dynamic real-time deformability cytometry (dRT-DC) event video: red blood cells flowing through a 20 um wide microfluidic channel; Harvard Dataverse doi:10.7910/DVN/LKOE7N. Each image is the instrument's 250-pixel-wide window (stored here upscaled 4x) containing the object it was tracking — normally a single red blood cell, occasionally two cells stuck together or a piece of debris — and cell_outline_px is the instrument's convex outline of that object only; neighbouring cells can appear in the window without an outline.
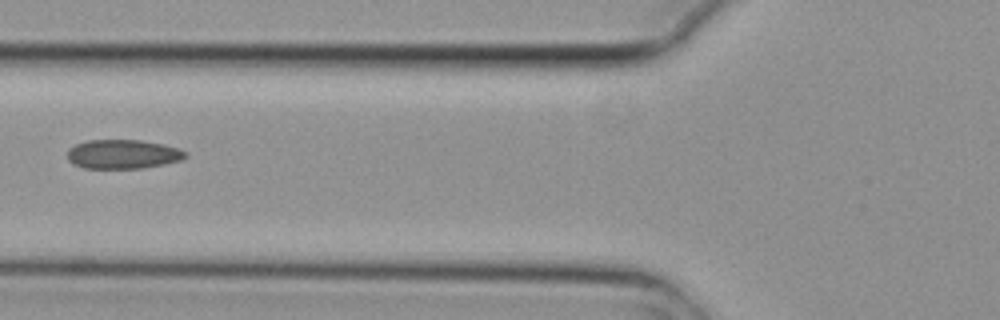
{"species": "common noctule bat (a hibernating species)", "species_latin": "Nyctalus noctula", "temperature_condition": "cold", "stored_images_in_passage": 7, "camera_frame_rate_fps": 3000, "um_per_image_px": 0.085, "animal": {"sex": "female", "body_mass_g": 29.2, "forearm_length_mm": 56.3}, "frame": {"image": 1, "passage_image": 3, "time_ms": 0.667, "image_size_px": [1000, 320], "cell_outline_px": [[188, 156], [180, 160], [164, 164], [144, 168], [84, 168], [72, 164], [68, 160], [68, 148], [76, 144], [88, 140], [140, 140], [164, 144], [180, 148], [188, 152]], "centroid_in_image_um": [10.47, 13.1], "position_along_channel_um": 115.3, "area_um2": 20.23}}
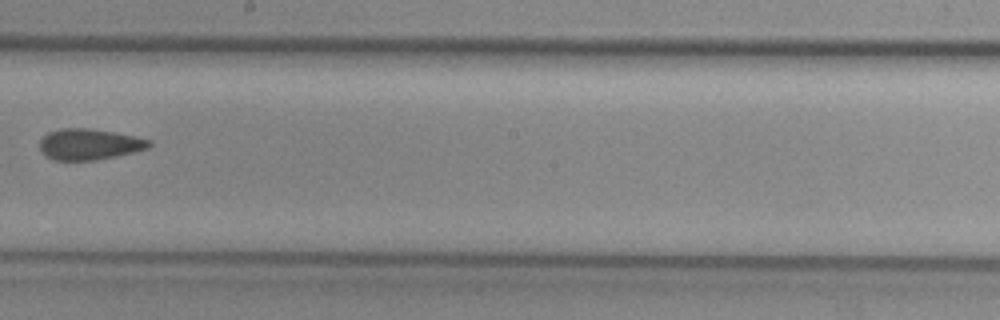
{"frame": {"image": 2, "passage_image": 6, "time_ms": 1.667, "image_size_px": [1000, 320], "cell_outline_px": [[152, 144], [148, 148], [116, 156], [96, 160], [52, 160], [44, 156], [40, 152], [40, 140], [48, 132], [60, 128], [88, 128], [112, 132], [152, 140]], "centroid_in_image_um": [7.54, 12.27], "position_along_channel_um": 240.7, "area_um2": 19.77}}
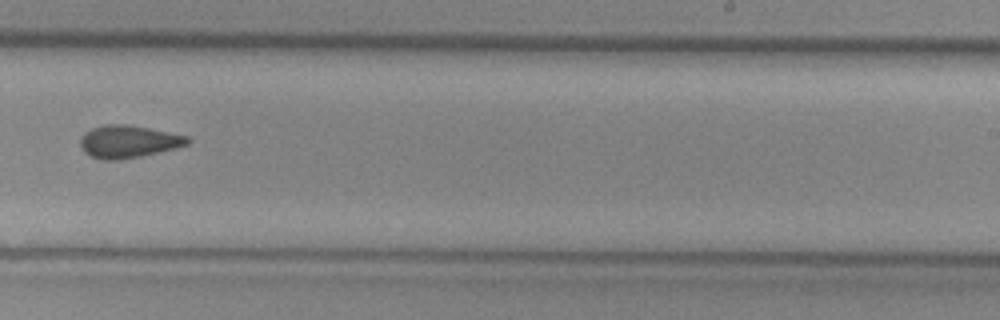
{"frame": {"image": 3, "passage_image": 7, "time_ms": 2.0, "image_size_px": [1000, 320], "cell_outline_px": [[192, 140], [188, 144], [176, 148], [140, 156], [120, 160], [100, 160], [84, 152], [80, 144], [80, 136], [84, 132], [92, 128], [104, 124], [124, 124], [148, 128], [188, 136]], "centroid_in_image_um": [10.89, 12.03], "position_along_channel_um": 278.1, "area_um2": 20.35}}